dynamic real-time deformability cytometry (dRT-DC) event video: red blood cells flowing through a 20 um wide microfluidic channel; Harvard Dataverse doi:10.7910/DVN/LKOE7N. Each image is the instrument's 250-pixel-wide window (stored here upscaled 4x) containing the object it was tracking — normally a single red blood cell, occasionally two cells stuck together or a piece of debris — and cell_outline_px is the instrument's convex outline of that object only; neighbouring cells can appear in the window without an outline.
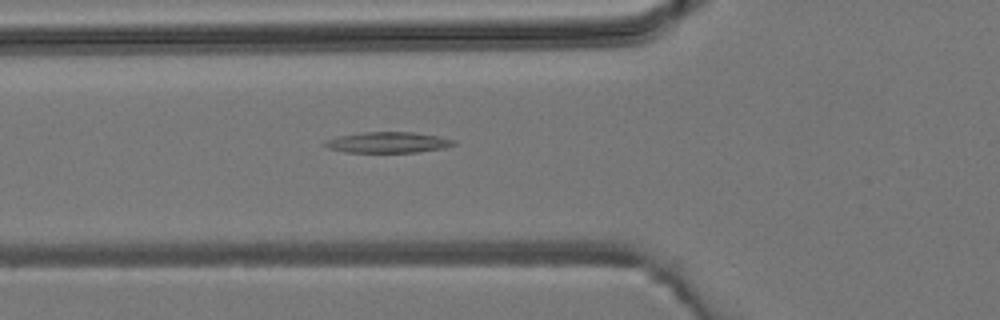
{"species": "common noctule bat (a hibernating species)", "species_latin": "Nyctalus noctula", "temperature_condition": "room temperature", "stored_images_in_passage": 2, "camera_frame_rate_fps": 3000, "um_per_image_px": 0.085, "animal": {"sex": "male", "body_mass_g": 19.2, "forearm_length_mm": 51.8}, "frame": {"image": 1, "passage_image": 2, "time_ms": 2.0, "image_size_px": [1000, 320], "cell_outline_px": [[456, 144], [444, 148], [416, 152], [344, 152], [328, 148], [324, 144], [324, 140], [336, 136], [364, 132], [412, 132], [436, 136], [456, 140]], "centroid_in_image_um": [32.94, 12.1], "position_along_channel_um": 92.9, "area_um2": 15.61}}